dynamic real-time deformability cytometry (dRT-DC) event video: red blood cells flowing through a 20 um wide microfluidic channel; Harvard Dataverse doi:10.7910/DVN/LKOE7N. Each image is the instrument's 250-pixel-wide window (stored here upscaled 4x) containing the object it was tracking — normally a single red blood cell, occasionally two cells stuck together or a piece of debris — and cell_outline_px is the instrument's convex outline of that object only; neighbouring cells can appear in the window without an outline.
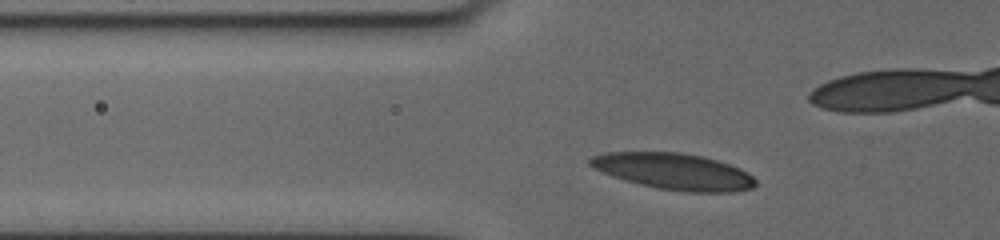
{"species": "human", "species_latin": "Homo sapiens", "temperature_condition": "cold", "stored_images_in_passage": 33, "camera_frame_rate_fps": 3000, "um_per_image_px": 0.085, "donor": {"sex": "female"}, "frame": {"image": 1, "passage_image": 3, "time_ms": 0.333, "image_size_px": [1000, 240], "cell_outline_px": [[756, 184], [752, 188], [732, 192], [688, 192], [660, 188], [640, 184], [592, 168], [588, 164], [588, 160], [592, 156], [604, 152], [680, 152], [700, 156], [716, 160], [740, 168], [748, 172], [756, 180]], "centroid_in_image_um": [57.29, 14.56], "position_along_channel_um": 68.5, "area_um2": 34.68}}
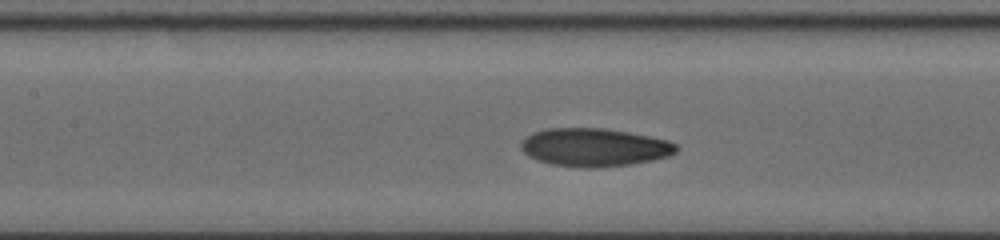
{"frame": {"image": 2, "passage_image": 16, "time_ms": 3.0, "image_size_px": [1000, 240], "cell_outline_px": [[680, 148], [676, 152], [668, 156], [652, 160], [628, 164], [596, 168], [584, 168], [552, 164], [536, 160], [528, 156], [520, 148], [520, 144], [532, 132], [548, 128], [604, 128], [628, 132], [668, 140], [676, 144]], "centroid_in_image_um": [50.51, 12.52], "position_along_channel_um": 156.9, "area_um2": 34.51}}
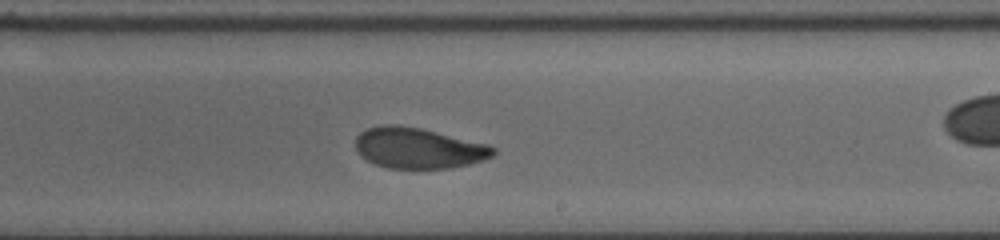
{"frame": {"image": 3, "passage_image": 30, "time_ms": 5.667, "image_size_px": [1000, 240], "cell_outline_px": [[496, 152], [492, 156], [484, 160], [468, 164], [448, 168], [388, 168], [376, 164], [360, 156], [356, 148], [356, 136], [360, 132], [368, 128], [380, 124], [396, 124], [420, 128], [488, 144], [496, 148]], "centroid_in_image_um": [35.55, 12.58], "position_along_channel_um": 253.4, "area_um2": 32.66}}